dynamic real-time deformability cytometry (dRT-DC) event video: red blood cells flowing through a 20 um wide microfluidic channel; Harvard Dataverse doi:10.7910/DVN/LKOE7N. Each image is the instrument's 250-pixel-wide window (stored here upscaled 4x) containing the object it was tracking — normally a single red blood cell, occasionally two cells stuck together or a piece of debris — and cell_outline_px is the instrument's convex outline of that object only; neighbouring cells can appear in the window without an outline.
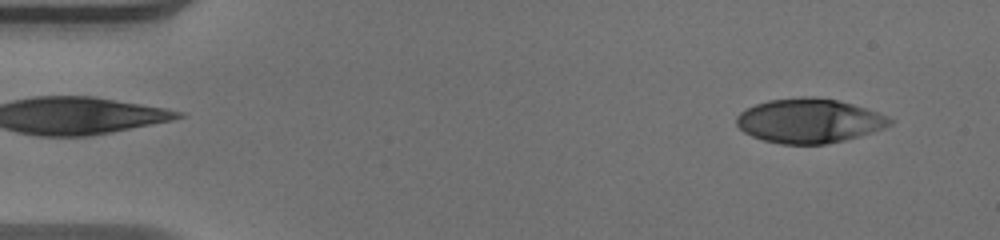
{"species": "human", "species_latin": "Homo sapiens", "temperature_condition": "warm", "stored_images_in_passage": 50, "camera_frame_rate_fps": 3000, "um_per_image_px": 0.085, "donor": {"sex": "male"}, "frame": {"image": 1, "passage_image": 3, "time_ms": 0.667, "image_size_px": [1000, 240], "cell_outline_px": [[896, 120], [892, 124], [884, 128], [872, 132], [844, 140], [824, 144], [780, 144], [764, 140], [752, 136], [744, 132], [736, 124], [736, 116], [744, 108], [768, 100], [804, 96], [812, 96], [836, 100], [852, 104], [888, 116]], "centroid_in_image_um": [68.76, 10.26], "position_along_channel_um": 16.2, "area_um2": 39.65}}
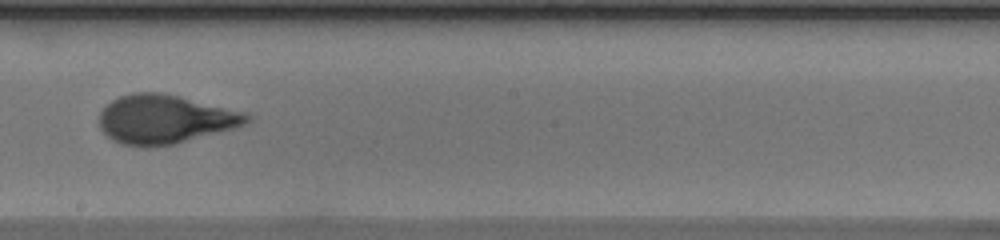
{"frame": {"image": 2, "passage_image": 28, "time_ms": 9.0, "image_size_px": [1000, 240], "cell_outline_px": [[252, 120], [236, 128], [172, 144], [148, 148], [144, 148], [124, 144], [112, 140], [100, 128], [100, 112], [112, 100], [120, 96], [132, 92], [160, 92], [248, 112], [252, 116]], "centroid_in_image_um": [14.04, 10.14], "position_along_channel_um": 234.2, "area_um2": 42.08}}
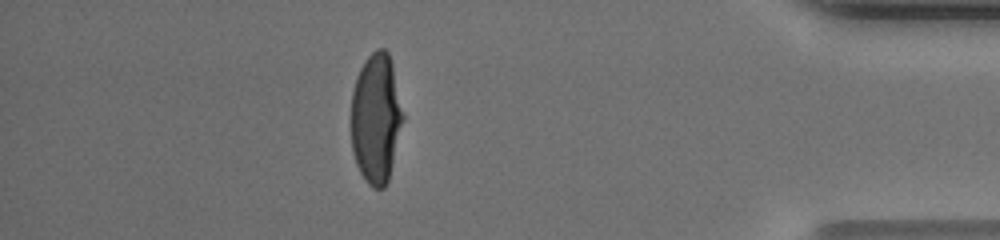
{"frame": {"image": 3, "passage_image": 44, "time_ms": 14.333, "image_size_px": [1000, 240], "cell_outline_px": [[404, 120], [388, 180], [384, 188], [372, 188], [368, 184], [360, 172], [356, 164], [352, 152], [352, 92], [356, 76], [364, 60], [376, 48], [384, 48], [388, 52], [392, 64], [404, 116]], "centroid_in_image_um": [31.96, 10.05], "position_along_channel_um": 403.2, "area_um2": 39.3}, "authors_computed_cell_mechanics": {"area_um2": 40.5467, "velocity_mm_per_s": 3.974, "shape_relaxation_time_tau1_ms": 6.54, "shape_relaxation_time_tau2_ms": null, "deformation_change_tau1": 0.2927, "deformation_change_tau2": null}}